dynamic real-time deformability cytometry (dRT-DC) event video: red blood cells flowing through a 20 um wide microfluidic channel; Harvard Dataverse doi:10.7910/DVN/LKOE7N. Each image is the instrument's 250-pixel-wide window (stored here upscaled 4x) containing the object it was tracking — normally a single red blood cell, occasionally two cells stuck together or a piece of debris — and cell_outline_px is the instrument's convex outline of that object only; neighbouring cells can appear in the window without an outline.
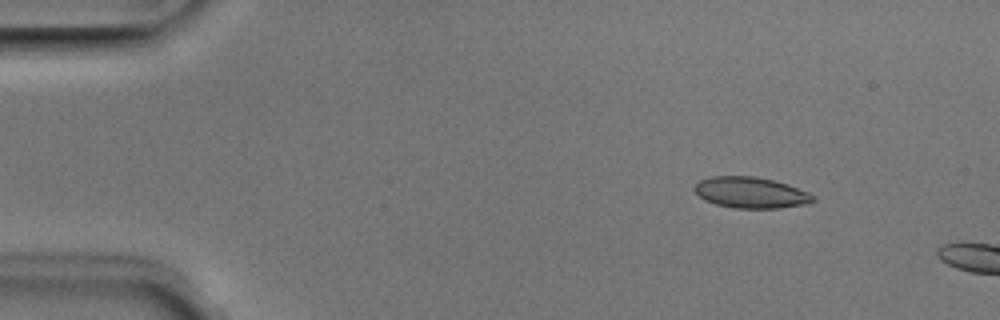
{"species": "Egyptian fruit bat (a non-hibernating species)", "species_latin": "Rousettus aegyptiacus", "temperature_condition": "room temperature", "stored_images_in_passage": 9, "camera_frame_rate_fps": 3000, "um_per_image_px": 0.085, "animal": {"sex": "male"}, "frame": {"image": 1, "passage_image": 6, "time_ms": 1.667, "image_size_px": [1000, 320], "cell_outline_px": [[816, 200], [812, 204], [780, 208], [736, 208], [716, 204], [704, 200], [692, 188], [700, 180], [712, 176], [752, 176], [772, 180], [788, 184], [808, 192]], "centroid_in_image_um": [63.84, 16.38], "position_along_channel_um": 21.2, "area_um2": 21.5}}